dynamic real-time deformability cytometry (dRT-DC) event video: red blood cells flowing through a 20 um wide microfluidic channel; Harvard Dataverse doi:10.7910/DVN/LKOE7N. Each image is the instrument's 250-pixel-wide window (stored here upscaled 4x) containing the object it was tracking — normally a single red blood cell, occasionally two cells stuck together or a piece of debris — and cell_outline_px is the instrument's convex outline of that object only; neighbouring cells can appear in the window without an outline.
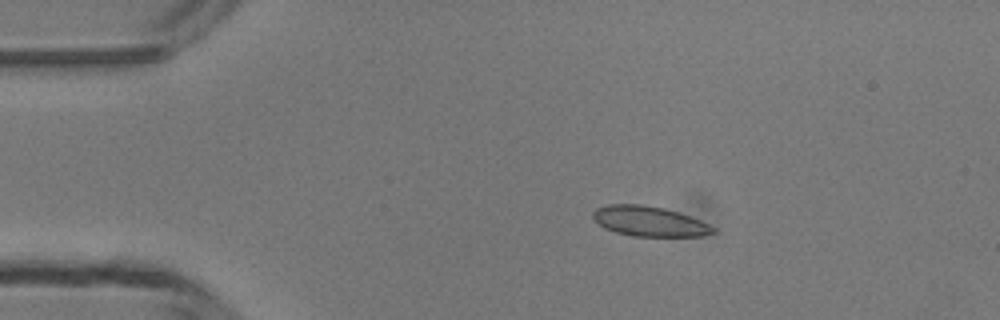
{"species": "common noctule bat (a hibernating species)", "species_latin": "Nyctalus noctula", "temperature_condition": "room temperature", "stored_images_in_passage": 5, "camera_frame_rate_fps": 3000, "um_per_image_px": 0.085, "animal": {"sex": "male", "body_mass_g": 13.3}, "frame": {"image": 1, "passage_image": 3, "time_ms": 2.333, "image_size_px": [1000, 320], "cell_outline_px": [[716, 232], [704, 236], [632, 236], [616, 232], [604, 228], [592, 216], [592, 212], [596, 208], [608, 204], [640, 204], [664, 208], [680, 212], [700, 220], [716, 228]], "centroid_in_image_um": [55.21, 18.81], "position_along_channel_um": 29.8, "area_um2": 21.1}}
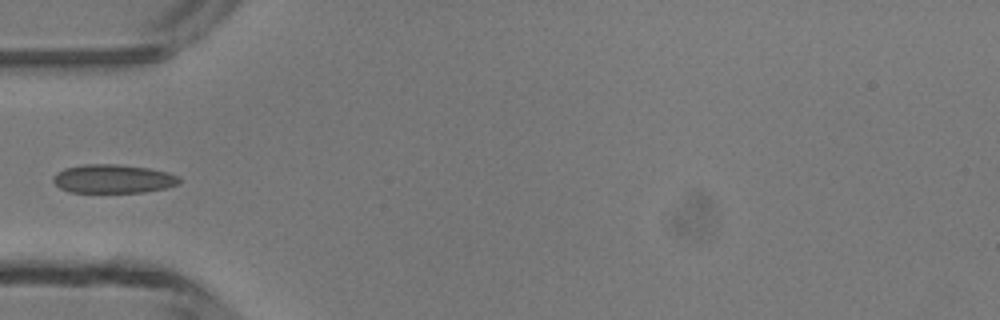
{"frame": {"image": 2, "passage_image": 5, "time_ms": 4.667, "image_size_px": [1000, 320], "cell_outline_px": [[180, 184], [168, 188], [144, 192], [68, 192], [60, 188], [52, 180], [52, 176], [56, 172], [64, 168], [84, 164], [116, 164], [148, 168], [168, 172], [176, 176], [180, 180]], "centroid_in_image_um": [9.6, 15.2], "position_along_channel_um": 75.4, "area_um2": 21.21}}